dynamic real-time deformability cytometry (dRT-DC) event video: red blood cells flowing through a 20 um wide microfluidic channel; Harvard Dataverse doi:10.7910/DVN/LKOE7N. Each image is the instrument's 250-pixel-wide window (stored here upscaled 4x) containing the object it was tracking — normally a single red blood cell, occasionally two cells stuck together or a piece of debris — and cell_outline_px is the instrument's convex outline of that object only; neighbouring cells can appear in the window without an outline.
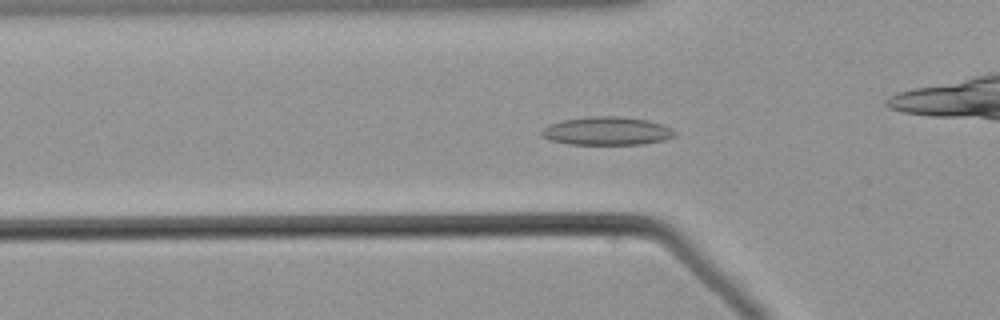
{"species": "common noctule bat (a hibernating species)", "species_latin": "Nyctalus noctula", "temperature_condition": "warm", "stored_images_in_passage": 57, "camera_frame_rate_fps": 3000, "um_per_image_px": 0.085, "animal": {"sex": "male", "body_mass_g": 21.5, "forearm_length_mm": 52.0}, "frame": {"image": 1, "passage_image": 19, "time_ms": 6.0, "image_size_px": [1000, 320], "cell_outline_px": [[676, 136], [664, 140], [640, 144], [568, 144], [548, 140], [540, 136], [540, 132], [548, 124], [560, 120], [592, 116], [620, 116], [648, 120], [672, 128], [676, 132]], "centroid_in_image_um": [51.55, 11.13], "position_along_channel_um": 74.3, "area_um2": 22.14}}
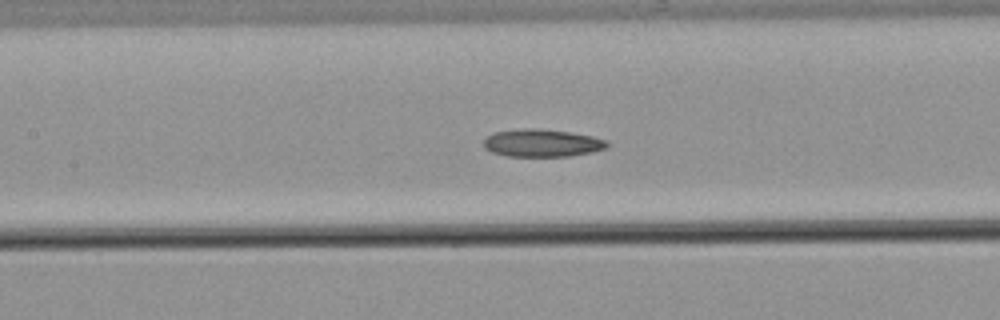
{"frame": {"image": 2, "passage_image": 26, "time_ms": 8.333, "image_size_px": [1000, 320], "cell_outline_px": [[608, 148], [592, 152], [568, 156], [508, 156], [492, 152], [484, 148], [484, 140], [492, 132], [524, 128], [536, 128], [568, 132], [592, 136], [608, 140]], "centroid_in_image_um": [46.08, 12.15], "position_along_channel_um": 161.3, "area_um2": 19.88}}
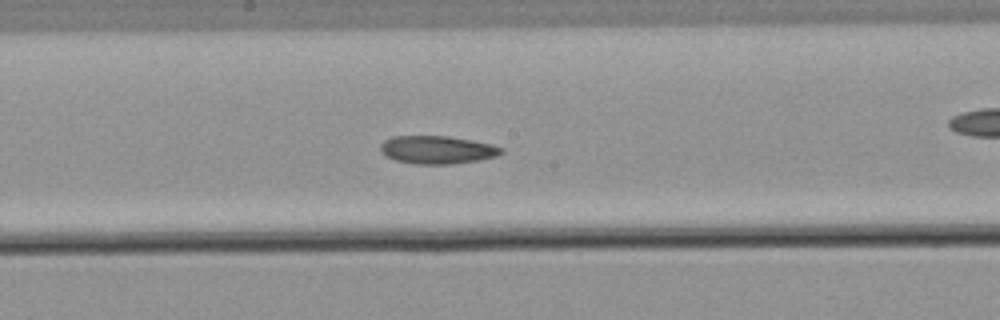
{"frame": {"image": 3, "passage_image": 30, "time_ms": 9.667, "image_size_px": [1000, 320], "cell_outline_px": [[504, 152], [496, 156], [476, 160], [452, 164], [416, 164], [396, 160], [384, 156], [380, 152], [380, 144], [384, 140], [392, 136], [448, 136], [472, 140], [492, 144], [504, 148]], "centroid_in_image_um": [37.14, 12.72], "position_along_channel_um": 211.1, "area_um2": 19.83}}